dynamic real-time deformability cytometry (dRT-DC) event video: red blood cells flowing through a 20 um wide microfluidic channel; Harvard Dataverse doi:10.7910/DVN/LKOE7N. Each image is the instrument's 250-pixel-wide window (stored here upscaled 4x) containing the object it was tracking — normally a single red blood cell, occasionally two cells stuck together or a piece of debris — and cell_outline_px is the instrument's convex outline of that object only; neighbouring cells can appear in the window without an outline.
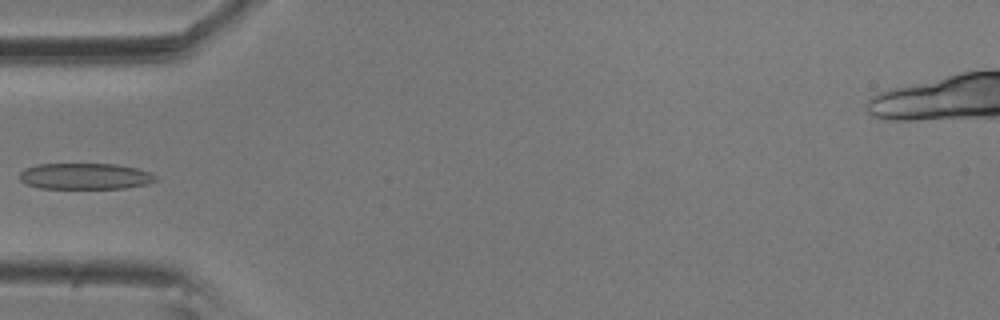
{"species": "common noctule bat (a hibernating species)", "species_latin": "Nyctalus noctula", "temperature_condition": "room temperature", "stored_images_in_passage": 4, "camera_frame_rate_fps": 3000, "um_per_image_px": 0.085, "animal": {"sex": "male", "body_mass_g": 20.5, "forearm_length_mm": 52.5}, "frame": {"image": 1, "passage_image": 4, "time_ms": 1.0, "image_size_px": [1000, 320], "cell_outline_px": [[156, 180], [148, 184], [124, 188], [40, 188], [28, 184], [20, 180], [20, 172], [24, 168], [36, 164], [116, 164], [136, 168], [152, 172], [156, 176]], "centroid_in_image_um": [7.25, 14.97], "position_along_channel_um": 77.8, "area_um2": 20.75}}